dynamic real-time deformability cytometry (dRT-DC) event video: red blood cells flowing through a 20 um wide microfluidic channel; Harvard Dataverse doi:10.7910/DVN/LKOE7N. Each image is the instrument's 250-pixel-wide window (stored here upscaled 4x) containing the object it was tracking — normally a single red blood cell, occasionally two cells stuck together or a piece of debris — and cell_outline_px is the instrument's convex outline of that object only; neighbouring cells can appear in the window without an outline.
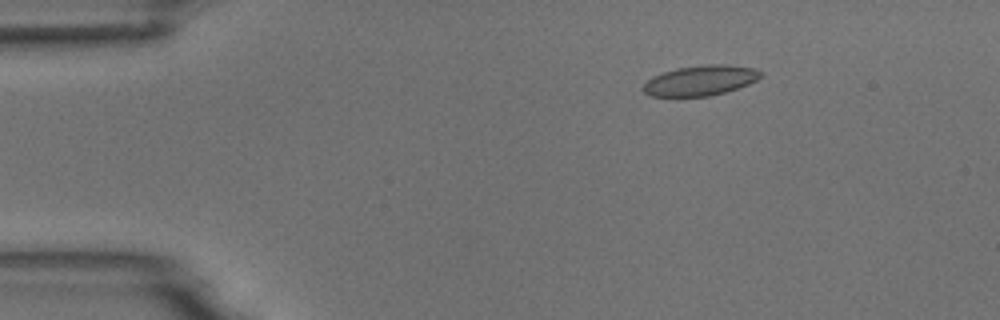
{"species": "common noctule bat (a hibernating species)", "species_latin": "Nyctalus noctula", "temperature_condition": "room temperature", "stored_images_in_passage": 5, "camera_frame_rate_fps": 3000, "um_per_image_px": 0.085, "animal": {"sex": "male", "body_mass_g": 18.8}, "frame": {"image": 1, "passage_image": 3, "time_ms": 2.333, "image_size_px": [1000, 320], "cell_outline_px": [[760, 76], [756, 80], [748, 84], [724, 92], [708, 96], [652, 96], [644, 92], [640, 88], [652, 76], [676, 68], [708, 64], [724, 64], [752, 68], [760, 72]], "centroid_in_image_um": [59.48, 6.84], "position_along_channel_um": 25.5, "area_um2": 20.35}}
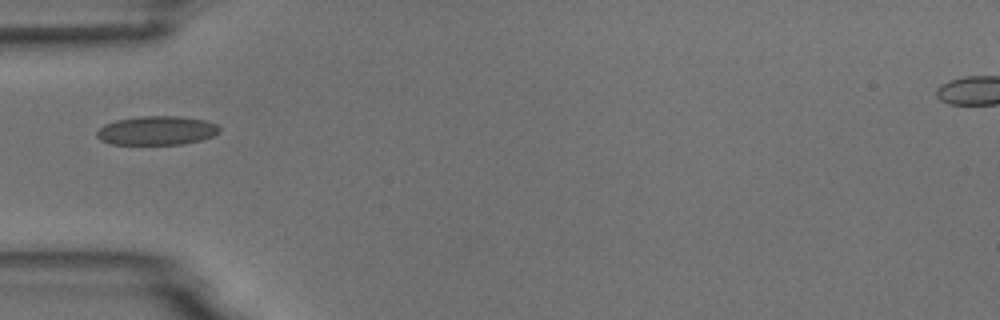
{"frame": {"image": 2, "passage_image": 5, "time_ms": 5.333, "image_size_px": [1000, 320], "cell_outline_px": [[220, 132], [212, 136], [200, 140], [184, 144], [112, 144], [100, 140], [96, 136], [96, 132], [104, 124], [116, 120], [140, 116], [180, 116], [204, 120], [216, 124], [220, 128]], "centroid_in_image_um": [13.32, 11.09], "position_along_channel_um": 71.7, "area_um2": 20.69}}